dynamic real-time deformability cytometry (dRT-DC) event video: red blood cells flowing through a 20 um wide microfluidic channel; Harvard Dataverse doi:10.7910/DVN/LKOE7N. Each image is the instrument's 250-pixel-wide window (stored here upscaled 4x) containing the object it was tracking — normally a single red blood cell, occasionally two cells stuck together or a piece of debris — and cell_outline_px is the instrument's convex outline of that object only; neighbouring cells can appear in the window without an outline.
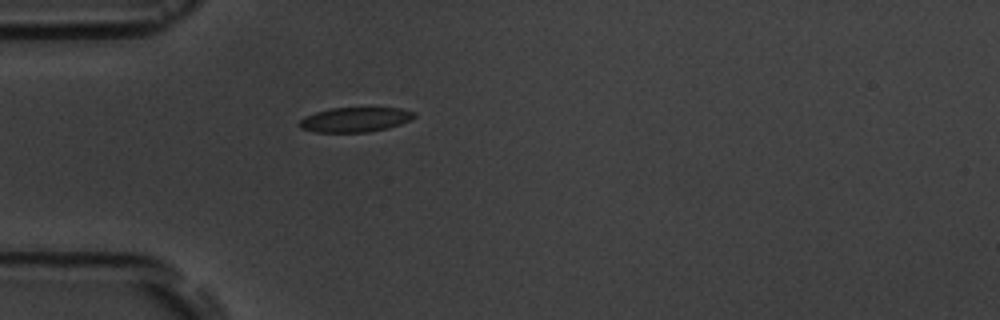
{"species": "common noctule bat (a hibernating species)", "species_latin": "Nyctalus noctula", "temperature_condition": "room temperature", "stored_images_in_passage": 1, "camera_frame_rate_fps": 3000, "um_per_image_px": 0.085, "animal": {"sex": "male", "body_mass_g": 19.5, "forearm_length_mm": 54.6}, "frame": {"image": 1, "passage_image": 1, "time_ms": 0.0, "image_size_px": [1000, 320], "cell_outline_px": [[416, 116], [412, 120], [388, 128], [368, 132], [316, 132], [300, 128], [296, 124], [300, 120], [316, 112], [332, 108], [400, 108], [416, 112]], "centroid_in_image_um": [30.22, 10.17], "position_along_channel_um": 54.8, "area_um2": 16.53}}